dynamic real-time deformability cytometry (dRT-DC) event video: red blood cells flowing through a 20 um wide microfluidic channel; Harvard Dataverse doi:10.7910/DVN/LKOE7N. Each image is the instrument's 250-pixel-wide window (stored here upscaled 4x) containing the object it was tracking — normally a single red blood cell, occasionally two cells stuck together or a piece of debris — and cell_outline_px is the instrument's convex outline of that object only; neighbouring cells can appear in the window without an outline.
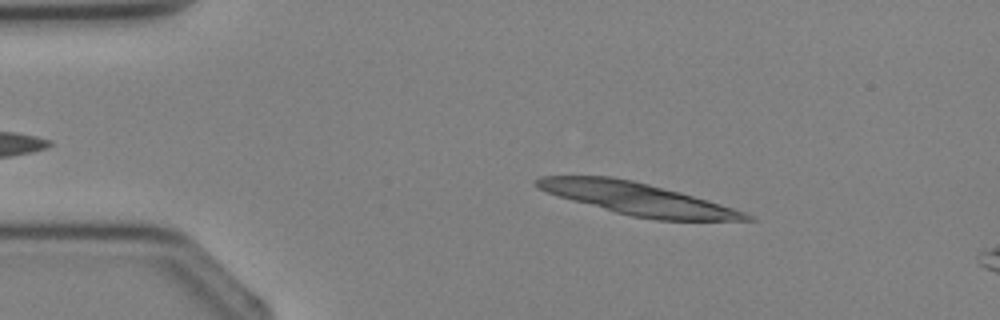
{"species": "Egyptian fruit bat (a non-hibernating species)", "species_latin": "Rousettus aegyptiacus", "temperature_condition": "cold", "stored_images_in_passage": 3, "camera_frame_rate_fps": 3000, "um_per_image_px": 0.085, "animal": {"sex": "female"}, "frame": {"image": 1, "passage_image": 1, "time_ms": 0.0, "image_size_px": [1000, 320], "cell_outline_px": [[756, 220], [656, 220], [632, 216], [616, 212], [572, 200], [548, 192], [532, 184], [532, 180], [540, 176], [612, 176], [632, 180], [680, 192], [708, 200], [744, 212], [752, 216]], "centroid_in_image_um": [54.15, 16.89], "position_along_channel_um": 30.8, "area_um2": 38.73}}